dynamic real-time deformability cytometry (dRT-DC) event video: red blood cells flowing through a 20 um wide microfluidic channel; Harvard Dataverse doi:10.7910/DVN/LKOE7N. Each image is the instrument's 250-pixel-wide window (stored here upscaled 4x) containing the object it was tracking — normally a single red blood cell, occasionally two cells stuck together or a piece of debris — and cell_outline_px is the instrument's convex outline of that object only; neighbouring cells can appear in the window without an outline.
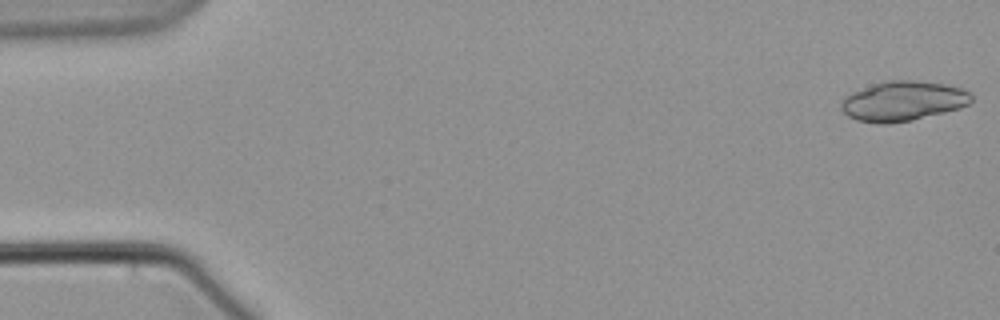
{"species": "common noctule bat (a hibernating species)", "species_latin": "Nyctalus noctula", "temperature_condition": "warm", "stored_images_in_passage": 6, "camera_frame_rate_fps": 3000, "um_per_image_px": 0.085, "animal": {"sex": "male", "body_mass_g": 21.5, "forearm_length_mm": 52.0}, "frame": {"image": 1, "passage_image": 1, "time_ms": 0.0, "image_size_px": [1000, 320], "cell_outline_px": [[972, 100], [968, 104], [960, 108], [912, 120], [888, 124], [880, 124], [856, 120], [848, 116], [840, 108], [840, 100], [844, 96], [852, 92], [872, 84], [888, 80], [912, 80], [944, 84], [960, 88], [968, 92], [972, 96]], "centroid_in_image_um": [76.7, 8.6], "position_along_channel_um": 8.3, "area_um2": 30.23}}
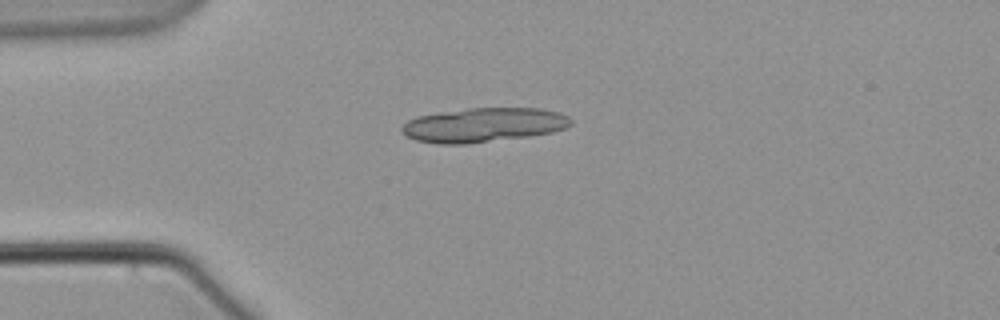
{"frame": {"image": 2, "passage_image": 5, "time_ms": 5.0, "image_size_px": [1000, 320], "cell_outline_px": [[572, 124], [564, 128], [552, 132], [528, 136], [468, 144], [436, 144], [416, 140], [408, 136], [400, 128], [408, 120], [416, 116], [468, 108], [540, 108], [560, 112], [568, 116], [572, 120]], "centroid_in_image_um": [41.11, 10.62], "position_along_channel_um": 43.9, "area_um2": 33.76}}